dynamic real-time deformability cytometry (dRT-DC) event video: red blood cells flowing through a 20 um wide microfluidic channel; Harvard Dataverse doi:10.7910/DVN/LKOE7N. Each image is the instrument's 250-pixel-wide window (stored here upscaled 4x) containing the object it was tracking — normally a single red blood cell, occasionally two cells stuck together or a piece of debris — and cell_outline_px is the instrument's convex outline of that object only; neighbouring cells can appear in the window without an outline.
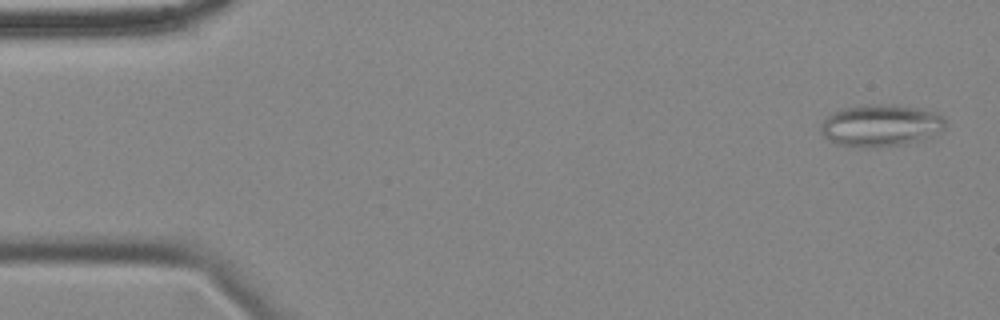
{"species": "common noctule bat (a hibernating species)", "species_latin": "Nyctalus noctula", "temperature_condition": "cold", "stored_images_in_passage": 53, "camera_frame_rate_fps": 3000, "um_per_image_px": 0.085, "animal": {"sex": "female", "body_mass_g": 18.4}, "frame": {"image": 1, "passage_image": 2, "time_ms": 0.333, "image_size_px": [1000, 320], "cell_outline_px": [[944, 128], [940, 132], [932, 136], [904, 144], [876, 148], [864, 148], [836, 144], [828, 140], [824, 136], [820, 128], [824, 120], [832, 112], [840, 108], [868, 104], [896, 104], [936, 112], [944, 116]], "centroid_in_image_um": [74.85, 10.66], "position_along_channel_um": 10.2, "area_um2": 30.81}}
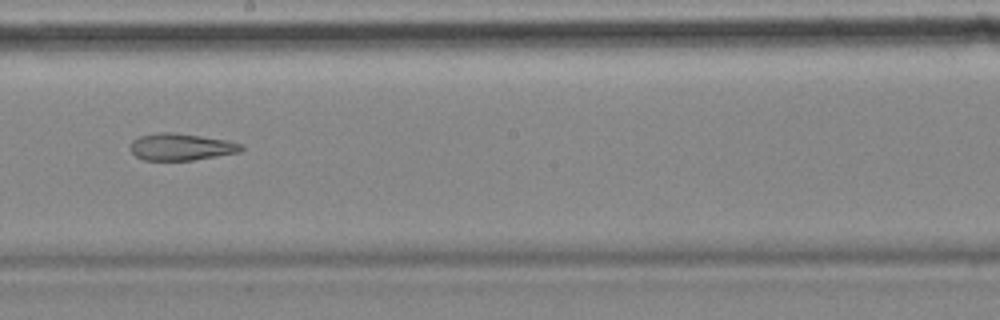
{"frame": {"image": 2, "passage_image": 31, "time_ms": 10.0, "image_size_px": [1000, 320], "cell_outline_px": [[244, 148], [240, 152], [192, 160], [144, 160], [136, 156], [128, 148], [132, 140], [140, 136], [160, 132], [172, 132], [228, 140], [244, 144]], "centroid_in_image_um": [15.39, 12.48], "position_along_channel_um": 232.8, "area_um2": 17.46}}
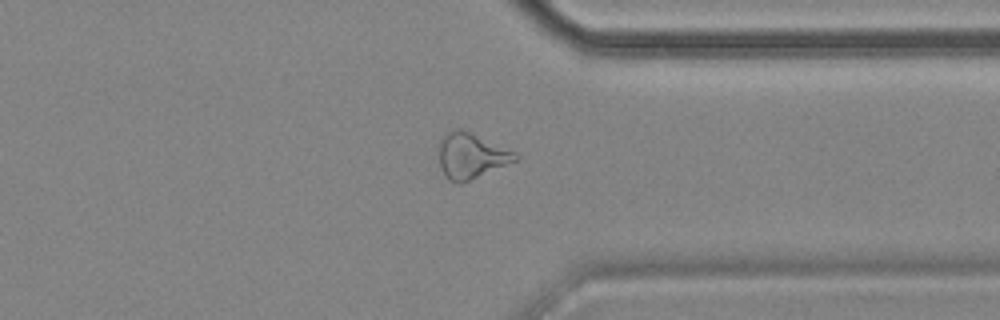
{"frame": {"image": 3, "passage_image": 43, "time_ms": 14.0, "image_size_px": [1000, 320], "cell_outline_px": [[520, 160], [460, 184], [456, 184], [448, 180], [440, 168], [440, 140], [452, 128], [460, 128], [516, 152], [520, 156]], "centroid_in_image_um": [40.08, 13.26], "position_along_channel_um": 371.3, "area_um2": 20.35}, "authors_computed_cell_mechanics": {"area_um2": 21.964, "velocity_mm_per_s": 3.523, "shape_relaxation_time_tau1_ms": null, "shape_relaxation_time_tau2_ms": 5.6966, "deformation_change_tau1": null, "deformation_change_tau2": 0.1641}}